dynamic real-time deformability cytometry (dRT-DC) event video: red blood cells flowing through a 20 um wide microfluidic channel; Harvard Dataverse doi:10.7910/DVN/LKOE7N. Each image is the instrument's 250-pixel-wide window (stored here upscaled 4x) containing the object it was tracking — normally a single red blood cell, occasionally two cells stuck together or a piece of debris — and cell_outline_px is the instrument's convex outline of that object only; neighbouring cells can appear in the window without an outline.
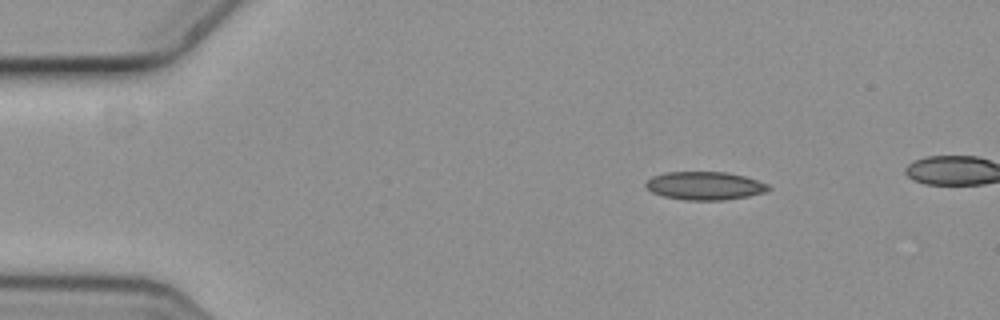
{"species": "common noctule bat (a hibernating species)", "species_latin": "Nyctalus noctula", "temperature_condition": "cold", "stored_images_in_passage": 4, "camera_frame_rate_fps": 3000, "um_per_image_px": 0.085, "animal": {"sex": "female", "body_mass_g": 19.3, "forearm_length_mm": 54.1}, "frame": {"image": 1, "passage_image": 1, "time_ms": 0.0, "image_size_px": [1000, 320], "cell_outline_px": [[772, 188], [764, 192], [748, 196], [724, 200], [684, 200], [664, 196], [652, 192], [644, 184], [652, 176], [664, 172], [728, 172], [744, 176], [768, 184]], "centroid_in_image_um": [59.9, 15.78], "position_along_channel_um": 25.1, "area_um2": 20.11}}
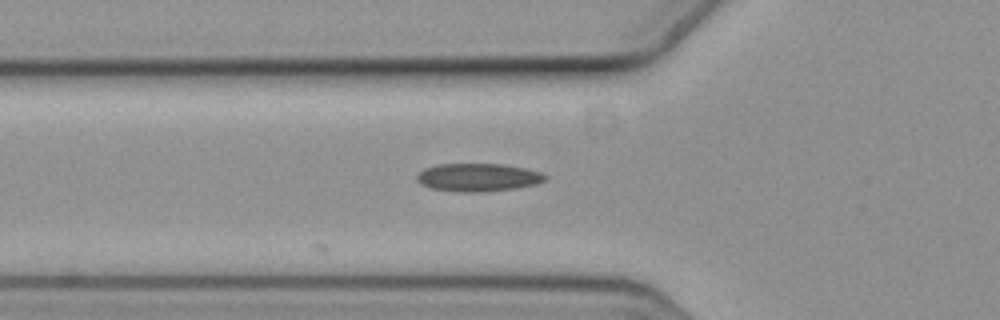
{"frame": {"image": 2, "passage_image": 4, "time_ms": 1.0, "image_size_px": [1000, 320], "cell_outline_px": [[548, 176], [544, 180], [536, 184], [516, 188], [484, 192], [456, 192], [432, 188], [420, 184], [416, 180], [416, 176], [424, 168], [436, 164], [504, 164], [524, 168], [540, 172]], "centroid_in_image_um": [40.61, 15.08], "position_along_channel_um": 85.2, "area_um2": 21.04}}